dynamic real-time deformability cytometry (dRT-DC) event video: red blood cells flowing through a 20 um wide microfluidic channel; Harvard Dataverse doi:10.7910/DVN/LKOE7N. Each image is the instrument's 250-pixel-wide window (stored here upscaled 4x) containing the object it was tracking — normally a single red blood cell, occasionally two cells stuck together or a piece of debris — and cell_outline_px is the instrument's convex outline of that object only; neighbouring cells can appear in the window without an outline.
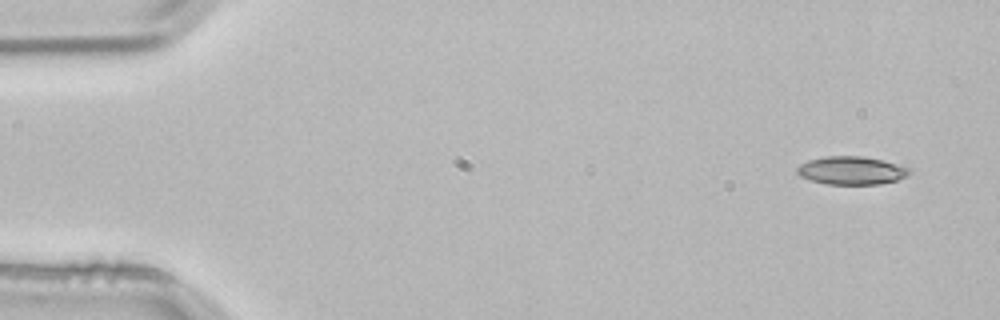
{"species": "common noctule bat (a hibernating species)", "species_latin": "Nyctalus noctula", "temperature_condition": "room temperature", "stored_images_in_passage": 4, "segment_of_instrument_passage": [1, 2], "camera_frame_rate_fps": 3000, "um_per_image_px": 0.085, "animal": {"sex": "male", "body_mass_g": 21.5, "forearm_length_mm": 52.0}, "frame": {"image": 1, "passage_image": 1, "time_ms": 0.0, "image_size_px": [1000, 320], "cell_outline_px": [[908, 176], [896, 180], [880, 184], [824, 184], [800, 176], [796, 172], [796, 168], [800, 164], [808, 160], [824, 156], [864, 156], [884, 160], [908, 168]], "centroid_in_image_um": [72.33, 14.48], "position_along_channel_um": 12.7, "area_um2": 18.38}}
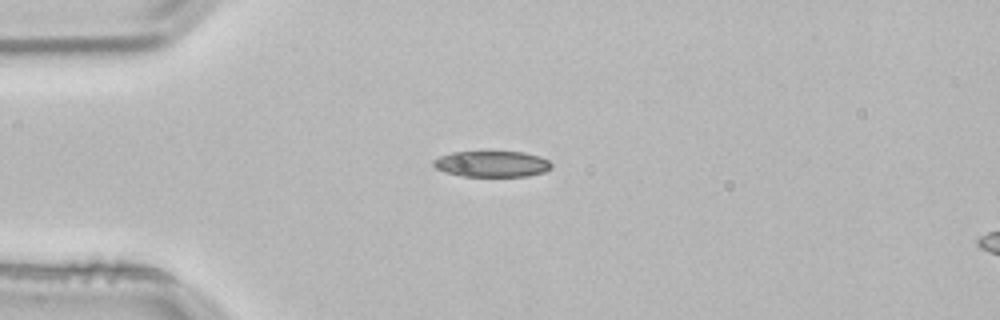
{"frame": {"image": 2, "passage_image": 3, "time_ms": 0.667, "image_size_px": [1000, 320], "cell_outline_px": [[552, 168], [544, 172], [528, 176], [464, 176], [444, 172], [436, 168], [432, 164], [432, 160], [440, 156], [452, 152], [524, 152], [540, 156], [548, 160], [552, 164]], "centroid_in_image_um": [41.82, 13.93], "position_along_channel_um": 43.2, "area_um2": 17.92}}